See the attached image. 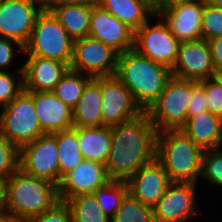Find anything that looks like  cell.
Wrapping results in <instances>:
<instances>
[{
    "mask_svg": "<svg viewBox=\"0 0 222 222\" xmlns=\"http://www.w3.org/2000/svg\"><path fill=\"white\" fill-rule=\"evenodd\" d=\"M127 183L134 198L153 207L172 182L163 165L155 158L139 168Z\"/></svg>",
    "mask_w": 222,
    "mask_h": 222,
    "instance_id": "cell-17",
    "label": "cell"
},
{
    "mask_svg": "<svg viewBox=\"0 0 222 222\" xmlns=\"http://www.w3.org/2000/svg\"><path fill=\"white\" fill-rule=\"evenodd\" d=\"M52 134L57 139L61 183L62 178L83 161V157L79 148L75 126Z\"/></svg>",
    "mask_w": 222,
    "mask_h": 222,
    "instance_id": "cell-26",
    "label": "cell"
},
{
    "mask_svg": "<svg viewBox=\"0 0 222 222\" xmlns=\"http://www.w3.org/2000/svg\"><path fill=\"white\" fill-rule=\"evenodd\" d=\"M172 76L202 81L216 76L208 43L204 39L180 42Z\"/></svg>",
    "mask_w": 222,
    "mask_h": 222,
    "instance_id": "cell-14",
    "label": "cell"
},
{
    "mask_svg": "<svg viewBox=\"0 0 222 222\" xmlns=\"http://www.w3.org/2000/svg\"><path fill=\"white\" fill-rule=\"evenodd\" d=\"M129 193L127 181L110 180L97 188L93 194L104 214L112 219L120 207L124 197Z\"/></svg>",
    "mask_w": 222,
    "mask_h": 222,
    "instance_id": "cell-29",
    "label": "cell"
},
{
    "mask_svg": "<svg viewBox=\"0 0 222 222\" xmlns=\"http://www.w3.org/2000/svg\"><path fill=\"white\" fill-rule=\"evenodd\" d=\"M111 222H155L152 207L128 193Z\"/></svg>",
    "mask_w": 222,
    "mask_h": 222,
    "instance_id": "cell-30",
    "label": "cell"
},
{
    "mask_svg": "<svg viewBox=\"0 0 222 222\" xmlns=\"http://www.w3.org/2000/svg\"><path fill=\"white\" fill-rule=\"evenodd\" d=\"M216 73L222 72V36L207 41Z\"/></svg>",
    "mask_w": 222,
    "mask_h": 222,
    "instance_id": "cell-39",
    "label": "cell"
},
{
    "mask_svg": "<svg viewBox=\"0 0 222 222\" xmlns=\"http://www.w3.org/2000/svg\"><path fill=\"white\" fill-rule=\"evenodd\" d=\"M101 86L92 79L85 87L77 105L73 108V126H103Z\"/></svg>",
    "mask_w": 222,
    "mask_h": 222,
    "instance_id": "cell-23",
    "label": "cell"
},
{
    "mask_svg": "<svg viewBox=\"0 0 222 222\" xmlns=\"http://www.w3.org/2000/svg\"><path fill=\"white\" fill-rule=\"evenodd\" d=\"M76 134L84 160L107 162L112 145L110 126L76 127Z\"/></svg>",
    "mask_w": 222,
    "mask_h": 222,
    "instance_id": "cell-22",
    "label": "cell"
},
{
    "mask_svg": "<svg viewBox=\"0 0 222 222\" xmlns=\"http://www.w3.org/2000/svg\"><path fill=\"white\" fill-rule=\"evenodd\" d=\"M15 72L18 74L0 71V105L2 108L7 106L24 89L23 66H20ZM17 76L18 79H16Z\"/></svg>",
    "mask_w": 222,
    "mask_h": 222,
    "instance_id": "cell-31",
    "label": "cell"
},
{
    "mask_svg": "<svg viewBox=\"0 0 222 222\" xmlns=\"http://www.w3.org/2000/svg\"><path fill=\"white\" fill-rule=\"evenodd\" d=\"M0 222H26L23 218H20L15 215L6 214Z\"/></svg>",
    "mask_w": 222,
    "mask_h": 222,
    "instance_id": "cell-43",
    "label": "cell"
},
{
    "mask_svg": "<svg viewBox=\"0 0 222 222\" xmlns=\"http://www.w3.org/2000/svg\"><path fill=\"white\" fill-rule=\"evenodd\" d=\"M181 130L204 151L222 146V118L208 110L191 116Z\"/></svg>",
    "mask_w": 222,
    "mask_h": 222,
    "instance_id": "cell-21",
    "label": "cell"
},
{
    "mask_svg": "<svg viewBox=\"0 0 222 222\" xmlns=\"http://www.w3.org/2000/svg\"><path fill=\"white\" fill-rule=\"evenodd\" d=\"M43 10L51 12L54 8L60 6L83 4V3H97L96 0H40Z\"/></svg>",
    "mask_w": 222,
    "mask_h": 222,
    "instance_id": "cell-40",
    "label": "cell"
},
{
    "mask_svg": "<svg viewBox=\"0 0 222 222\" xmlns=\"http://www.w3.org/2000/svg\"><path fill=\"white\" fill-rule=\"evenodd\" d=\"M192 95V80L172 76L165 89L145 111L160 132L181 129L188 119V105Z\"/></svg>",
    "mask_w": 222,
    "mask_h": 222,
    "instance_id": "cell-6",
    "label": "cell"
},
{
    "mask_svg": "<svg viewBox=\"0 0 222 222\" xmlns=\"http://www.w3.org/2000/svg\"><path fill=\"white\" fill-rule=\"evenodd\" d=\"M201 178L222 187V147L204 151Z\"/></svg>",
    "mask_w": 222,
    "mask_h": 222,
    "instance_id": "cell-32",
    "label": "cell"
},
{
    "mask_svg": "<svg viewBox=\"0 0 222 222\" xmlns=\"http://www.w3.org/2000/svg\"><path fill=\"white\" fill-rule=\"evenodd\" d=\"M205 89L207 110L222 118V83L215 76L203 80Z\"/></svg>",
    "mask_w": 222,
    "mask_h": 222,
    "instance_id": "cell-35",
    "label": "cell"
},
{
    "mask_svg": "<svg viewBox=\"0 0 222 222\" xmlns=\"http://www.w3.org/2000/svg\"><path fill=\"white\" fill-rule=\"evenodd\" d=\"M203 10L204 1L185 2L162 6L158 16L179 42H185L202 38Z\"/></svg>",
    "mask_w": 222,
    "mask_h": 222,
    "instance_id": "cell-16",
    "label": "cell"
},
{
    "mask_svg": "<svg viewBox=\"0 0 222 222\" xmlns=\"http://www.w3.org/2000/svg\"><path fill=\"white\" fill-rule=\"evenodd\" d=\"M216 77L220 80L222 83V72L216 73Z\"/></svg>",
    "mask_w": 222,
    "mask_h": 222,
    "instance_id": "cell-46",
    "label": "cell"
},
{
    "mask_svg": "<svg viewBox=\"0 0 222 222\" xmlns=\"http://www.w3.org/2000/svg\"><path fill=\"white\" fill-rule=\"evenodd\" d=\"M101 86L103 126H113L139 116L144 111L131 91L116 76L93 78Z\"/></svg>",
    "mask_w": 222,
    "mask_h": 222,
    "instance_id": "cell-11",
    "label": "cell"
},
{
    "mask_svg": "<svg viewBox=\"0 0 222 222\" xmlns=\"http://www.w3.org/2000/svg\"><path fill=\"white\" fill-rule=\"evenodd\" d=\"M97 3H83L54 8L51 12L75 41L89 36L92 8Z\"/></svg>",
    "mask_w": 222,
    "mask_h": 222,
    "instance_id": "cell-24",
    "label": "cell"
},
{
    "mask_svg": "<svg viewBox=\"0 0 222 222\" xmlns=\"http://www.w3.org/2000/svg\"><path fill=\"white\" fill-rule=\"evenodd\" d=\"M109 181L105 164L83 159L62 178L58 196L61 201H65L79 194L93 193Z\"/></svg>",
    "mask_w": 222,
    "mask_h": 222,
    "instance_id": "cell-18",
    "label": "cell"
},
{
    "mask_svg": "<svg viewBox=\"0 0 222 222\" xmlns=\"http://www.w3.org/2000/svg\"><path fill=\"white\" fill-rule=\"evenodd\" d=\"M69 67L60 61L27 56L23 64L24 90L28 92L52 91Z\"/></svg>",
    "mask_w": 222,
    "mask_h": 222,
    "instance_id": "cell-19",
    "label": "cell"
},
{
    "mask_svg": "<svg viewBox=\"0 0 222 222\" xmlns=\"http://www.w3.org/2000/svg\"><path fill=\"white\" fill-rule=\"evenodd\" d=\"M203 154L204 150L181 129L157 133L156 159L165 168L171 182L198 184Z\"/></svg>",
    "mask_w": 222,
    "mask_h": 222,
    "instance_id": "cell-3",
    "label": "cell"
},
{
    "mask_svg": "<svg viewBox=\"0 0 222 222\" xmlns=\"http://www.w3.org/2000/svg\"><path fill=\"white\" fill-rule=\"evenodd\" d=\"M28 222H73L65 201L57 202L52 208L31 218Z\"/></svg>",
    "mask_w": 222,
    "mask_h": 222,
    "instance_id": "cell-36",
    "label": "cell"
},
{
    "mask_svg": "<svg viewBox=\"0 0 222 222\" xmlns=\"http://www.w3.org/2000/svg\"><path fill=\"white\" fill-rule=\"evenodd\" d=\"M15 45L19 51L24 52V47L17 41L0 36V71H8V67L14 61V48Z\"/></svg>",
    "mask_w": 222,
    "mask_h": 222,
    "instance_id": "cell-38",
    "label": "cell"
},
{
    "mask_svg": "<svg viewBox=\"0 0 222 222\" xmlns=\"http://www.w3.org/2000/svg\"><path fill=\"white\" fill-rule=\"evenodd\" d=\"M205 89L203 88L202 81L192 80V95L188 105V119L207 110Z\"/></svg>",
    "mask_w": 222,
    "mask_h": 222,
    "instance_id": "cell-37",
    "label": "cell"
},
{
    "mask_svg": "<svg viewBox=\"0 0 222 222\" xmlns=\"http://www.w3.org/2000/svg\"><path fill=\"white\" fill-rule=\"evenodd\" d=\"M147 6L155 15H158L163 6V0H136Z\"/></svg>",
    "mask_w": 222,
    "mask_h": 222,
    "instance_id": "cell-41",
    "label": "cell"
},
{
    "mask_svg": "<svg viewBox=\"0 0 222 222\" xmlns=\"http://www.w3.org/2000/svg\"><path fill=\"white\" fill-rule=\"evenodd\" d=\"M73 222H111L93 193L79 194L65 200Z\"/></svg>",
    "mask_w": 222,
    "mask_h": 222,
    "instance_id": "cell-27",
    "label": "cell"
},
{
    "mask_svg": "<svg viewBox=\"0 0 222 222\" xmlns=\"http://www.w3.org/2000/svg\"><path fill=\"white\" fill-rule=\"evenodd\" d=\"M202 39L208 41L222 36V9L211 6L204 0L202 15Z\"/></svg>",
    "mask_w": 222,
    "mask_h": 222,
    "instance_id": "cell-34",
    "label": "cell"
},
{
    "mask_svg": "<svg viewBox=\"0 0 222 222\" xmlns=\"http://www.w3.org/2000/svg\"><path fill=\"white\" fill-rule=\"evenodd\" d=\"M1 110L0 133L18 149L46 134L34 109V92L23 89Z\"/></svg>",
    "mask_w": 222,
    "mask_h": 222,
    "instance_id": "cell-7",
    "label": "cell"
},
{
    "mask_svg": "<svg viewBox=\"0 0 222 222\" xmlns=\"http://www.w3.org/2000/svg\"><path fill=\"white\" fill-rule=\"evenodd\" d=\"M157 133L145 111L111 126L112 145L105 163L108 178L128 181L139 168L154 160Z\"/></svg>",
    "mask_w": 222,
    "mask_h": 222,
    "instance_id": "cell-1",
    "label": "cell"
},
{
    "mask_svg": "<svg viewBox=\"0 0 222 222\" xmlns=\"http://www.w3.org/2000/svg\"><path fill=\"white\" fill-rule=\"evenodd\" d=\"M92 79L93 77L89 75L68 69L55 85L52 92L57 98L74 108L82 96L86 85Z\"/></svg>",
    "mask_w": 222,
    "mask_h": 222,
    "instance_id": "cell-28",
    "label": "cell"
},
{
    "mask_svg": "<svg viewBox=\"0 0 222 222\" xmlns=\"http://www.w3.org/2000/svg\"><path fill=\"white\" fill-rule=\"evenodd\" d=\"M211 6L222 9V0H206Z\"/></svg>",
    "mask_w": 222,
    "mask_h": 222,
    "instance_id": "cell-45",
    "label": "cell"
},
{
    "mask_svg": "<svg viewBox=\"0 0 222 222\" xmlns=\"http://www.w3.org/2000/svg\"><path fill=\"white\" fill-rule=\"evenodd\" d=\"M19 168V149L0 133V178L8 179Z\"/></svg>",
    "mask_w": 222,
    "mask_h": 222,
    "instance_id": "cell-33",
    "label": "cell"
},
{
    "mask_svg": "<svg viewBox=\"0 0 222 222\" xmlns=\"http://www.w3.org/2000/svg\"><path fill=\"white\" fill-rule=\"evenodd\" d=\"M34 109L45 133L73 127V108L57 98L52 91L34 92Z\"/></svg>",
    "mask_w": 222,
    "mask_h": 222,
    "instance_id": "cell-20",
    "label": "cell"
},
{
    "mask_svg": "<svg viewBox=\"0 0 222 222\" xmlns=\"http://www.w3.org/2000/svg\"><path fill=\"white\" fill-rule=\"evenodd\" d=\"M6 214H7L6 211H1V212H0V221H1V219H2Z\"/></svg>",
    "mask_w": 222,
    "mask_h": 222,
    "instance_id": "cell-47",
    "label": "cell"
},
{
    "mask_svg": "<svg viewBox=\"0 0 222 222\" xmlns=\"http://www.w3.org/2000/svg\"><path fill=\"white\" fill-rule=\"evenodd\" d=\"M196 183L172 182L152 207L155 222H186L198 211Z\"/></svg>",
    "mask_w": 222,
    "mask_h": 222,
    "instance_id": "cell-13",
    "label": "cell"
},
{
    "mask_svg": "<svg viewBox=\"0 0 222 222\" xmlns=\"http://www.w3.org/2000/svg\"><path fill=\"white\" fill-rule=\"evenodd\" d=\"M5 189H6V180L0 178V212L6 211Z\"/></svg>",
    "mask_w": 222,
    "mask_h": 222,
    "instance_id": "cell-42",
    "label": "cell"
},
{
    "mask_svg": "<svg viewBox=\"0 0 222 222\" xmlns=\"http://www.w3.org/2000/svg\"><path fill=\"white\" fill-rule=\"evenodd\" d=\"M58 186L17 169L6 179V212L28 222L59 202Z\"/></svg>",
    "mask_w": 222,
    "mask_h": 222,
    "instance_id": "cell-4",
    "label": "cell"
},
{
    "mask_svg": "<svg viewBox=\"0 0 222 222\" xmlns=\"http://www.w3.org/2000/svg\"><path fill=\"white\" fill-rule=\"evenodd\" d=\"M89 37L112 47L119 54L134 50L135 30L99 4L91 11Z\"/></svg>",
    "mask_w": 222,
    "mask_h": 222,
    "instance_id": "cell-15",
    "label": "cell"
},
{
    "mask_svg": "<svg viewBox=\"0 0 222 222\" xmlns=\"http://www.w3.org/2000/svg\"><path fill=\"white\" fill-rule=\"evenodd\" d=\"M19 169L25 174L60 184L57 139L52 133L39 136L19 149Z\"/></svg>",
    "mask_w": 222,
    "mask_h": 222,
    "instance_id": "cell-8",
    "label": "cell"
},
{
    "mask_svg": "<svg viewBox=\"0 0 222 222\" xmlns=\"http://www.w3.org/2000/svg\"><path fill=\"white\" fill-rule=\"evenodd\" d=\"M42 10L40 0H0V36L24 47Z\"/></svg>",
    "mask_w": 222,
    "mask_h": 222,
    "instance_id": "cell-12",
    "label": "cell"
},
{
    "mask_svg": "<svg viewBox=\"0 0 222 222\" xmlns=\"http://www.w3.org/2000/svg\"><path fill=\"white\" fill-rule=\"evenodd\" d=\"M104 10L136 30L151 20L155 14L136 0H96ZM151 18V19H150Z\"/></svg>",
    "mask_w": 222,
    "mask_h": 222,
    "instance_id": "cell-25",
    "label": "cell"
},
{
    "mask_svg": "<svg viewBox=\"0 0 222 222\" xmlns=\"http://www.w3.org/2000/svg\"><path fill=\"white\" fill-rule=\"evenodd\" d=\"M194 1H204V0H163V6H170L178 3L194 2Z\"/></svg>",
    "mask_w": 222,
    "mask_h": 222,
    "instance_id": "cell-44",
    "label": "cell"
},
{
    "mask_svg": "<svg viewBox=\"0 0 222 222\" xmlns=\"http://www.w3.org/2000/svg\"><path fill=\"white\" fill-rule=\"evenodd\" d=\"M119 53L112 47L91 37L74 41L69 69L91 77L114 76Z\"/></svg>",
    "mask_w": 222,
    "mask_h": 222,
    "instance_id": "cell-10",
    "label": "cell"
},
{
    "mask_svg": "<svg viewBox=\"0 0 222 222\" xmlns=\"http://www.w3.org/2000/svg\"><path fill=\"white\" fill-rule=\"evenodd\" d=\"M74 40L52 12L42 10L38 15L31 37L24 46V54L53 59L68 67L73 57Z\"/></svg>",
    "mask_w": 222,
    "mask_h": 222,
    "instance_id": "cell-5",
    "label": "cell"
},
{
    "mask_svg": "<svg viewBox=\"0 0 222 222\" xmlns=\"http://www.w3.org/2000/svg\"><path fill=\"white\" fill-rule=\"evenodd\" d=\"M154 18L158 23L151 26L148 21L135 30L134 50L138 54L172 69L177 59L180 42L160 16L155 15Z\"/></svg>",
    "mask_w": 222,
    "mask_h": 222,
    "instance_id": "cell-9",
    "label": "cell"
},
{
    "mask_svg": "<svg viewBox=\"0 0 222 222\" xmlns=\"http://www.w3.org/2000/svg\"><path fill=\"white\" fill-rule=\"evenodd\" d=\"M115 75L131 91L140 108L146 111L165 89L172 72L170 68L131 50L119 54Z\"/></svg>",
    "mask_w": 222,
    "mask_h": 222,
    "instance_id": "cell-2",
    "label": "cell"
}]
</instances>
